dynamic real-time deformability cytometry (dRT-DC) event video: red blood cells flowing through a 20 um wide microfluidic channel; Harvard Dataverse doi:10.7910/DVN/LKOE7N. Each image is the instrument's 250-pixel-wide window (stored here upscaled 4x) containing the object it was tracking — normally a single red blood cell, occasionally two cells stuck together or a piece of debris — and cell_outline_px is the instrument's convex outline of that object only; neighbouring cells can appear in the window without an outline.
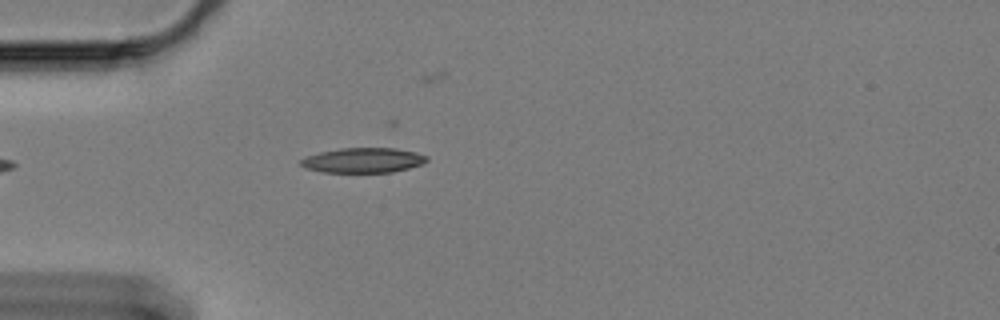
{"species": "Egyptian fruit bat (a non-hibernating species)", "species_latin": "Rousettus aegyptiacus", "temperature_condition": "cold", "stored_images_in_passage": 33, "camera_frame_rate_fps": 3000, "um_per_image_px": 0.085, "animal": {"sex": "female"}, "frame": {"image": 1, "passage_image": 1, "time_ms": 0.0, "image_size_px": [1000, 320], "cell_outline_px": [[428, 160], [424, 164], [392, 172], [324, 172], [308, 168], [300, 164], [300, 160], [308, 156], [320, 152], [340, 148], [396, 148], [416, 152], [428, 156]], "centroid_in_image_um": [30.93, 13.62], "position_along_channel_um": 54.1, "area_um2": 18.21}}
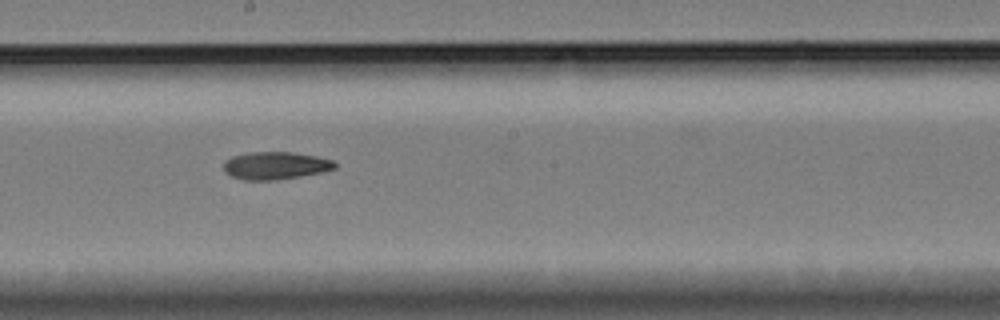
{"frame": {"image": 2, "passage_image": 17, "time_ms": 5.333, "image_size_px": [1000, 320], "cell_outline_px": [[336, 168], [320, 172], [300, 176], [276, 180], [244, 180], [232, 176], [224, 168], [224, 160], [232, 156], [248, 152], [292, 152], [316, 156], [332, 160], [336, 164]], "centroid_in_image_um": [23.4, 14.06], "position_along_channel_um": 224.8, "area_um2": 17.74}}
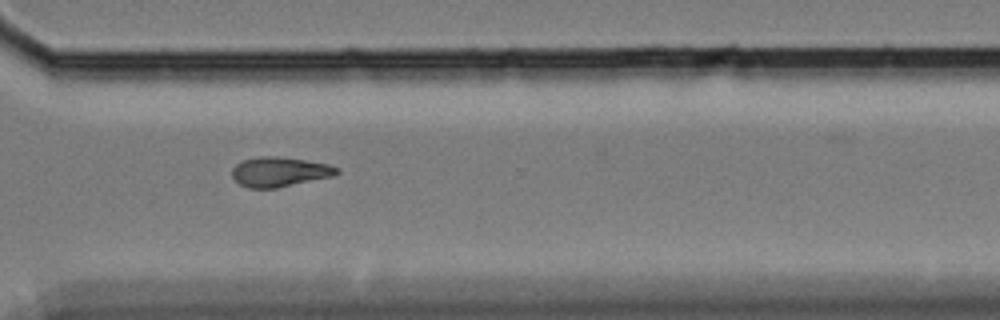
{"frame": {"image": 3, "passage_image": 28, "time_ms": 9.0, "image_size_px": [1000, 320], "cell_outline_px": [[340, 172], [332, 176], [276, 188], [248, 188], [240, 184], [232, 176], [232, 168], [236, 164], [244, 160], [260, 156], [276, 156], [304, 160], [328, 164], [340, 168]], "centroid_in_image_um": [23.76, 14.6], "position_along_channel_um": 346.8, "area_um2": 17.98}}